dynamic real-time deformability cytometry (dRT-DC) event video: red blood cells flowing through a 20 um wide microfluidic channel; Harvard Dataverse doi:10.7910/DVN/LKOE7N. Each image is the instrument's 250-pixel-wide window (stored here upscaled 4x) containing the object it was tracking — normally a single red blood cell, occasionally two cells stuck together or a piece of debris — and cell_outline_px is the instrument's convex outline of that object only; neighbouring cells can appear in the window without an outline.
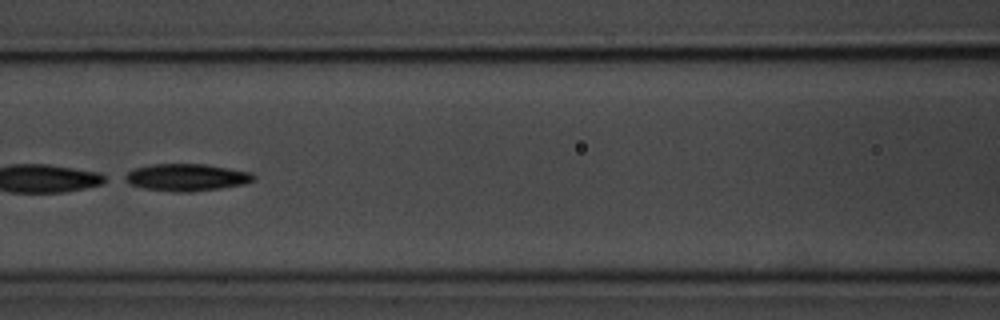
{"species": "common noctule bat (a hibernating species)", "species_latin": "Nyctalus noctula", "temperature_condition": "room temperature", "stored_images_in_passage": 7, "camera_frame_rate_fps": 3000, "um_per_image_px": 0.085, "animal": {"sex": "male", "body_mass_g": 20.1, "forearm_length_mm": 53.5}, "frame": {"image": 1, "passage_image": 5, "time_ms": 5.333, "image_size_px": [1000, 320], "cell_outline_px": [[256, 180], [244, 184], [220, 188], [192, 192], [172, 192], [144, 188], [128, 184], [120, 180], [120, 176], [132, 168], [152, 164], [204, 164], [252, 172], [256, 176]], "centroid_in_image_um": [15.77, 15.08], "position_along_channel_um": 150.8, "area_um2": 20.87}}
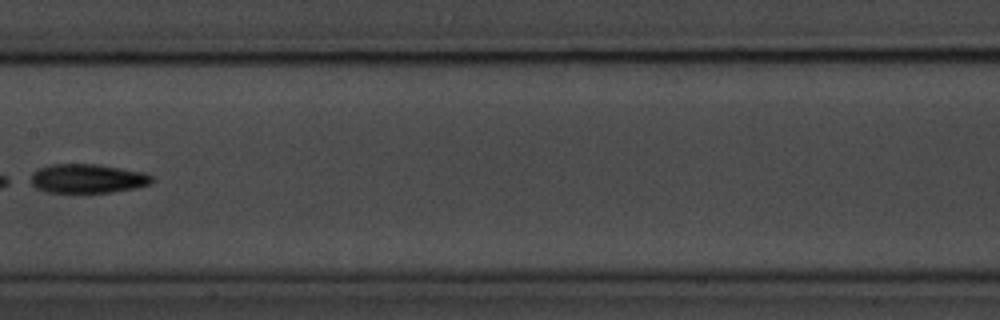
{"frame": {"image": 2, "passage_image": 6, "time_ms": 6.667, "image_size_px": [1000, 320], "cell_outline_px": [[152, 184], [136, 188], [112, 192], [48, 192], [36, 188], [32, 184], [32, 172], [40, 168], [52, 164], [96, 164], [144, 172], [152, 176]], "centroid_in_image_um": [7.47, 15.18], "position_along_channel_um": 199.9, "area_um2": 20.4}}